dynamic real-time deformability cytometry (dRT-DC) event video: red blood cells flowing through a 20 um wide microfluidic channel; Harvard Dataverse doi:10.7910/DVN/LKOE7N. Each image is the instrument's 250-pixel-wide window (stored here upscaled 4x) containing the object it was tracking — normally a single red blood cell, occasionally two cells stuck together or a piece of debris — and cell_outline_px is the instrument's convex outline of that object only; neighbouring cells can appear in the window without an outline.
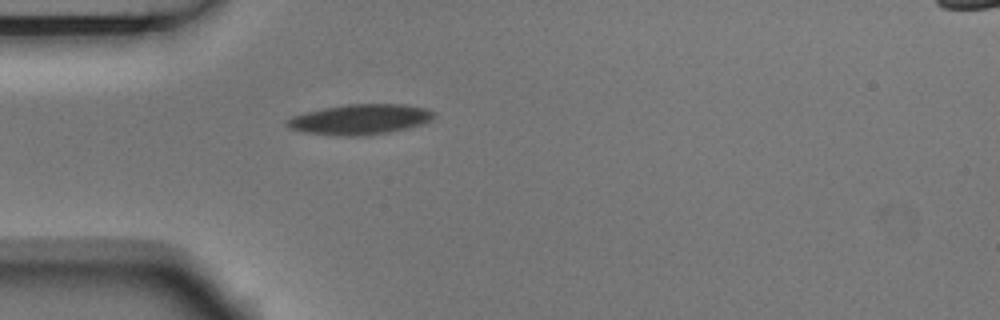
{"species": "Egyptian fruit bat (a non-hibernating species)", "species_latin": "Rousettus aegyptiacus", "temperature_condition": "room temperature", "stored_images_in_passage": 2, "camera_frame_rate_fps": 3000, "um_per_image_px": 0.085, "animal": {"sex": "male"}, "frame": {"image": 1, "passage_image": 2, "time_ms": 0.333, "image_size_px": [1000, 320], "cell_outline_px": [[436, 116], [432, 120], [424, 124], [408, 128], [368, 136], [340, 136], [308, 132], [288, 128], [284, 124], [284, 120], [292, 116], [304, 112], [324, 108], [348, 104], [404, 104], [428, 108], [436, 112]], "centroid_in_image_um": [30.64, 10.14], "position_along_channel_um": 54.4, "area_um2": 26.3}}